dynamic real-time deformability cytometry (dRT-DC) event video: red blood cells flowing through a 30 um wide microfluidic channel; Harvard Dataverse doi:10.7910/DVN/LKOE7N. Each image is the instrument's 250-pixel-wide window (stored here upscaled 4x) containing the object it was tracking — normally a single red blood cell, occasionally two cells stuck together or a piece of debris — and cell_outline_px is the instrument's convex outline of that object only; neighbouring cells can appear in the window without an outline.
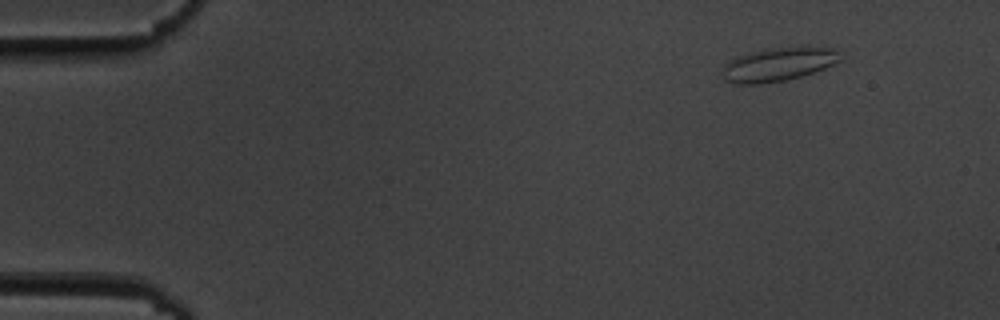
{"species": "common noctule bat (a hibernating species)", "species_latin": "Nyctalus noctula", "temperature_condition": "cold", "stored_images_in_passage": 51, "camera_frame_rate_fps": 3000, "um_per_image_px": 0.085, "animal": {"sex": "male", "body_mass_g": 19.5, "forearm_length_mm": 54.6}, "frame": {"image": 1, "passage_image": 1, "time_ms": 0.0, "image_size_px": [1000, 320], "cell_outline_px": [[840, 60], [824, 68], [800, 76], [784, 80], [760, 84], [736, 84], [724, 80], [724, 64], [728, 60], [736, 56], [764, 48], [832, 48], [836, 52]], "centroid_in_image_um": [66.04, 5.48], "position_along_channel_um": 19.0, "area_um2": 22.48}}
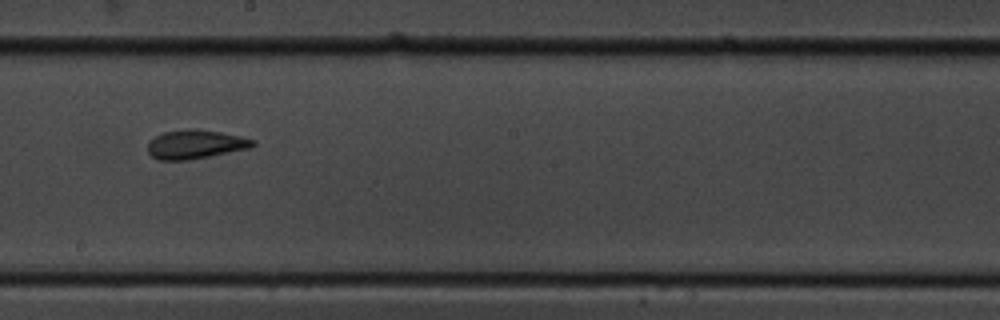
{"frame": {"image": 2, "passage_image": 27, "time_ms": 8.667, "image_size_px": [1000, 320], "cell_outline_px": [[256, 144], [252, 148], [188, 160], [156, 160], [148, 152], [148, 140], [164, 132], [188, 128], [196, 128], [220, 132], [240, 136], [256, 140]], "centroid_in_image_um": [16.61, 12.26], "position_along_channel_um": 231.6, "area_um2": 17.92}}
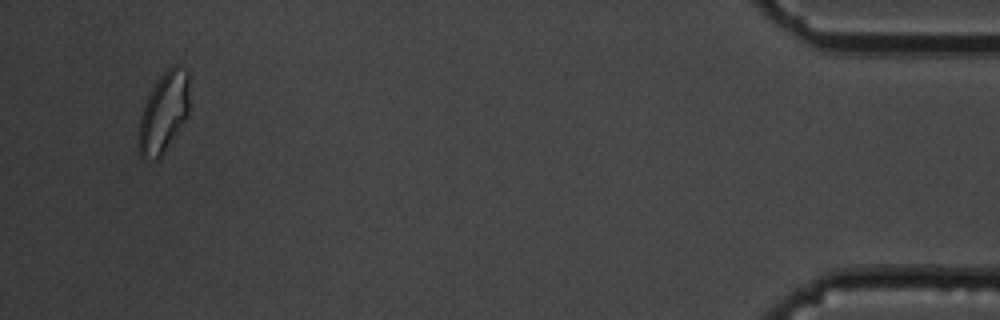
{"frame": {"image": 3, "passage_image": 49, "time_ms": 16.0, "image_size_px": [1000, 320], "cell_outline_px": [[188, 116], [160, 160], [144, 160], [140, 156], [136, 144], [140, 116], [144, 104], [152, 88], [160, 76], [168, 68], [176, 64], [188, 72]], "centroid_in_image_um": [13.88, 9.65], "position_along_channel_um": 421.3, "area_um2": 24.22}, "authors_computed_cell_mechanics": {"area_um2": 18.2648, "velocity_mm_per_s": 3.5923, "shape_relaxation_time_tau1_ms": null, "shape_relaxation_time_tau2_ms": 2.3365, "deformation_change_tau1": null, "deformation_change_tau2": 0.0933}}